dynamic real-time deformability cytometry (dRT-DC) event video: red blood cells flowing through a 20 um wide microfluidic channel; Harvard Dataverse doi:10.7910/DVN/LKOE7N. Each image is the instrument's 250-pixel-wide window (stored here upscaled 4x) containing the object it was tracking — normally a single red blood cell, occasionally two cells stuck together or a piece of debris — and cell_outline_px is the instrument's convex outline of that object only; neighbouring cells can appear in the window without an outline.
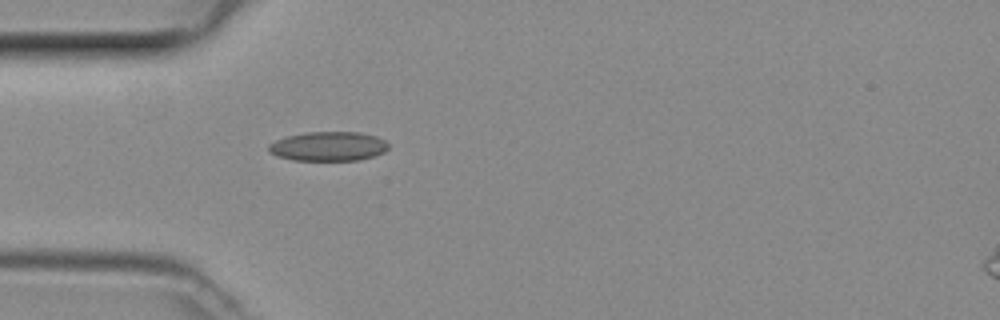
{"species": "common noctule bat (a hibernating species)", "species_latin": "Nyctalus noctula", "temperature_condition": "room temperature", "stored_images_in_passage": 35, "camera_frame_rate_fps": 3000, "um_per_image_px": 0.085, "animal": {"sex": "female", "body_mass_g": 29.2, "forearm_length_mm": 56.3}, "frame": {"image": 1, "passage_image": 1, "time_ms": 0.0, "image_size_px": [1000, 320], "cell_outline_px": [[388, 148], [384, 152], [372, 156], [356, 160], [292, 160], [276, 156], [268, 152], [268, 144], [276, 140], [288, 136], [308, 132], [360, 132], [376, 136], [384, 140], [388, 144]], "centroid_in_image_um": [27.88, 12.43], "position_along_channel_um": 57.1, "area_um2": 20.4}}
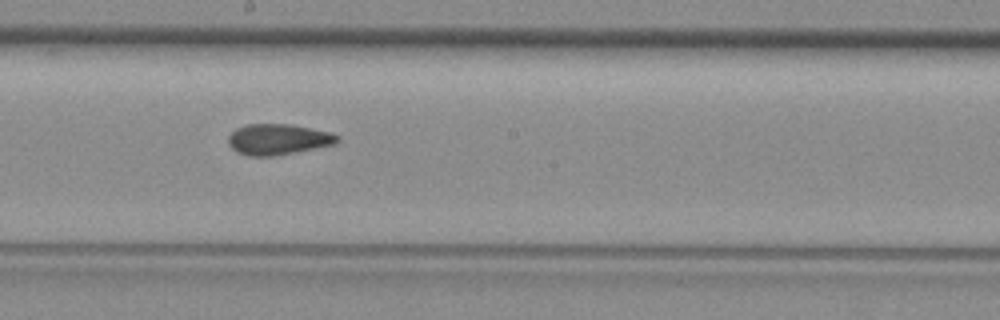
{"frame": {"image": 2, "passage_image": 13, "time_ms": 4.0, "image_size_px": [1000, 320], "cell_outline_px": [[340, 140], [336, 144], [276, 156], [248, 156], [236, 152], [228, 144], [228, 136], [236, 128], [248, 124], [288, 124], [332, 132], [340, 136]], "centroid_in_image_um": [23.65, 11.85], "position_along_channel_um": 224.5, "area_um2": 19.77}}
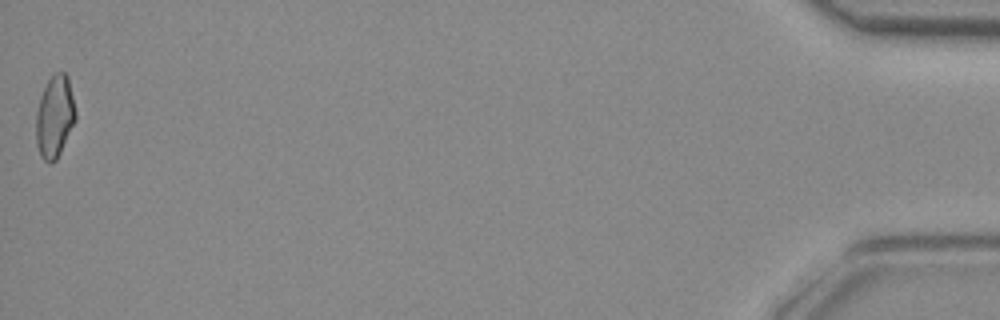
{"frame": {"image": 3, "passage_image": 35, "time_ms": 11.333, "image_size_px": [1000, 320], "cell_outline_px": [[76, 120], [56, 160], [52, 164], [48, 164], [40, 156], [36, 144], [36, 112], [40, 96], [52, 72], [64, 72], [68, 76], [76, 112]], "centroid_in_image_um": [4.64, 9.92], "position_along_channel_um": 430.6, "area_um2": 19.13}}